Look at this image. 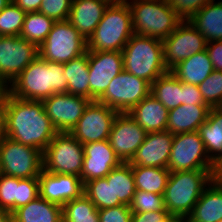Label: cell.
<instances>
[{
	"label": "cell",
	"mask_w": 222,
	"mask_h": 222,
	"mask_svg": "<svg viewBox=\"0 0 222 222\" xmlns=\"http://www.w3.org/2000/svg\"><path fill=\"white\" fill-rule=\"evenodd\" d=\"M58 131L46 115L42 101L22 100L8 93L5 103V135L44 152Z\"/></svg>",
	"instance_id": "cell-1"
},
{
	"label": "cell",
	"mask_w": 222,
	"mask_h": 222,
	"mask_svg": "<svg viewBox=\"0 0 222 222\" xmlns=\"http://www.w3.org/2000/svg\"><path fill=\"white\" fill-rule=\"evenodd\" d=\"M57 93H68L64 63L35 58L9 85V94L22 100L42 101Z\"/></svg>",
	"instance_id": "cell-2"
},
{
	"label": "cell",
	"mask_w": 222,
	"mask_h": 222,
	"mask_svg": "<svg viewBox=\"0 0 222 222\" xmlns=\"http://www.w3.org/2000/svg\"><path fill=\"white\" fill-rule=\"evenodd\" d=\"M217 170L170 172L164 192V204L175 219H186Z\"/></svg>",
	"instance_id": "cell-3"
},
{
	"label": "cell",
	"mask_w": 222,
	"mask_h": 222,
	"mask_svg": "<svg viewBox=\"0 0 222 222\" xmlns=\"http://www.w3.org/2000/svg\"><path fill=\"white\" fill-rule=\"evenodd\" d=\"M124 70L150 85L168 72L164 63L162 40L133 34L122 50Z\"/></svg>",
	"instance_id": "cell-4"
},
{
	"label": "cell",
	"mask_w": 222,
	"mask_h": 222,
	"mask_svg": "<svg viewBox=\"0 0 222 222\" xmlns=\"http://www.w3.org/2000/svg\"><path fill=\"white\" fill-rule=\"evenodd\" d=\"M133 33L164 40L183 21L167 0H127Z\"/></svg>",
	"instance_id": "cell-5"
},
{
	"label": "cell",
	"mask_w": 222,
	"mask_h": 222,
	"mask_svg": "<svg viewBox=\"0 0 222 222\" xmlns=\"http://www.w3.org/2000/svg\"><path fill=\"white\" fill-rule=\"evenodd\" d=\"M131 11L127 2H112L87 41L89 51H122L133 35Z\"/></svg>",
	"instance_id": "cell-6"
},
{
	"label": "cell",
	"mask_w": 222,
	"mask_h": 222,
	"mask_svg": "<svg viewBox=\"0 0 222 222\" xmlns=\"http://www.w3.org/2000/svg\"><path fill=\"white\" fill-rule=\"evenodd\" d=\"M83 144L69 132H57L43 152V170L81 176Z\"/></svg>",
	"instance_id": "cell-7"
},
{
	"label": "cell",
	"mask_w": 222,
	"mask_h": 222,
	"mask_svg": "<svg viewBox=\"0 0 222 222\" xmlns=\"http://www.w3.org/2000/svg\"><path fill=\"white\" fill-rule=\"evenodd\" d=\"M38 50L44 60L66 63L87 52V41L68 20L56 21Z\"/></svg>",
	"instance_id": "cell-8"
},
{
	"label": "cell",
	"mask_w": 222,
	"mask_h": 222,
	"mask_svg": "<svg viewBox=\"0 0 222 222\" xmlns=\"http://www.w3.org/2000/svg\"><path fill=\"white\" fill-rule=\"evenodd\" d=\"M43 170V152L4 137L0 141V173L15 178H38Z\"/></svg>",
	"instance_id": "cell-9"
},
{
	"label": "cell",
	"mask_w": 222,
	"mask_h": 222,
	"mask_svg": "<svg viewBox=\"0 0 222 222\" xmlns=\"http://www.w3.org/2000/svg\"><path fill=\"white\" fill-rule=\"evenodd\" d=\"M168 169L171 172L218 170L209 159L198 131L173 136Z\"/></svg>",
	"instance_id": "cell-10"
},
{
	"label": "cell",
	"mask_w": 222,
	"mask_h": 222,
	"mask_svg": "<svg viewBox=\"0 0 222 222\" xmlns=\"http://www.w3.org/2000/svg\"><path fill=\"white\" fill-rule=\"evenodd\" d=\"M151 92V85L125 70L115 76L98 102L119 113H128Z\"/></svg>",
	"instance_id": "cell-11"
},
{
	"label": "cell",
	"mask_w": 222,
	"mask_h": 222,
	"mask_svg": "<svg viewBox=\"0 0 222 222\" xmlns=\"http://www.w3.org/2000/svg\"><path fill=\"white\" fill-rule=\"evenodd\" d=\"M118 113L97 100L90 101L69 133L81 144L108 140Z\"/></svg>",
	"instance_id": "cell-12"
},
{
	"label": "cell",
	"mask_w": 222,
	"mask_h": 222,
	"mask_svg": "<svg viewBox=\"0 0 222 222\" xmlns=\"http://www.w3.org/2000/svg\"><path fill=\"white\" fill-rule=\"evenodd\" d=\"M162 43L164 63L170 71L183 60L206 50L207 42L188 20H183Z\"/></svg>",
	"instance_id": "cell-13"
},
{
	"label": "cell",
	"mask_w": 222,
	"mask_h": 222,
	"mask_svg": "<svg viewBox=\"0 0 222 222\" xmlns=\"http://www.w3.org/2000/svg\"><path fill=\"white\" fill-rule=\"evenodd\" d=\"M39 56L38 47L20 36L0 38V77L10 85Z\"/></svg>",
	"instance_id": "cell-14"
},
{
	"label": "cell",
	"mask_w": 222,
	"mask_h": 222,
	"mask_svg": "<svg viewBox=\"0 0 222 222\" xmlns=\"http://www.w3.org/2000/svg\"><path fill=\"white\" fill-rule=\"evenodd\" d=\"M90 100H98L111 80L124 70L122 51H89Z\"/></svg>",
	"instance_id": "cell-15"
},
{
	"label": "cell",
	"mask_w": 222,
	"mask_h": 222,
	"mask_svg": "<svg viewBox=\"0 0 222 222\" xmlns=\"http://www.w3.org/2000/svg\"><path fill=\"white\" fill-rule=\"evenodd\" d=\"M91 100L69 93H57L42 100L46 115L58 132H70Z\"/></svg>",
	"instance_id": "cell-16"
},
{
	"label": "cell",
	"mask_w": 222,
	"mask_h": 222,
	"mask_svg": "<svg viewBox=\"0 0 222 222\" xmlns=\"http://www.w3.org/2000/svg\"><path fill=\"white\" fill-rule=\"evenodd\" d=\"M146 131L128 113H118L108 141L122 163H128L144 142Z\"/></svg>",
	"instance_id": "cell-17"
},
{
	"label": "cell",
	"mask_w": 222,
	"mask_h": 222,
	"mask_svg": "<svg viewBox=\"0 0 222 222\" xmlns=\"http://www.w3.org/2000/svg\"><path fill=\"white\" fill-rule=\"evenodd\" d=\"M40 196L60 206L84 194V183L79 176L41 171L38 177Z\"/></svg>",
	"instance_id": "cell-18"
},
{
	"label": "cell",
	"mask_w": 222,
	"mask_h": 222,
	"mask_svg": "<svg viewBox=\"0 0 222 222\" xmlns=\"http://www.w3.org/2000/svg\"><path fill=\"white\" fill-rule=\"evenodd\" d=\"M84 160L81 171L83 183L106 177L122 162L116 156L108 140L83 144Z\"/></svg>",
	"instance_id": "cell-19"
},
{
	"label": "cell",
	"mask_w": 222,
	"mask_h": 222,
	"mask_svg": "<svg viewBox=\"0 0 222 222\" xmlns=\"http://www.w3.org/2000/svg\"><path fill=\"white\" fill-rule=\"evenodd\" d=\"M40 196L38 178H15L0 173V210L13 213Z\"/></svg>",
	"instance_id": "cell-20"
},
{
	"label": "cell",
	"mask_w": 222,
	"mask_h": 222,
	"mask_svg": "<svg viewBox=\"0 0 222 222\" xmlns=\"http://www.w3.org/2000/svg\"><path fill=\"white\" fill-rule=\"evenodd\" d=\"M173 136L169 131L147 133L128 163L132 166L168 168Z\"/></svg>",
	"instance_id": "cell-21"
},
{
	"label": "cell",
	"mask_w": 222,
	"mask_h": 222,
	"mask_svg": "<svg viewBox=\"0 0 222 222\" xmlns=\"http://www.w3.org/2000/svg\"><path fill=\"white\" fill-rule=\"evenodd\" d=\"M110 3L109 0H73L68 21L88 41Z\"/></svg>",
	"instance_id": "cell-22"
},
{
	"label": "cell",
	"mask_w": 222,
	"mask_h": 222,
	"mask_svg": "<svg viewBox=\"0 0 222 222\" xmlns=\"http://www.w3.org/2000/svg\"><path fill=\"white\" fill-rule=\"evenodd\" d=\"M169 110L151 93L134 106L128 114L146 131H166Z\"/></svg>",
	"instance_id": "cell-23"
},
{
	"label": "cell",
	"mask_w": 222,
	"mask_h": 222,
	"mask_svg": "<svg viewBox=\"0 0 222 222\" xmlns=\"http://www.w3.org/2000/svg\"><path fill=\"white\" fill-rule=\"evenodd\" d=\"M222 219V181L215 177L205 188L186 222H219Z\"/></svg>",
	"instance_id": "cell-24"
},
{
	"label": "cell",
	"mask_w": 222,
	"mask_h": 222,
	"mask_svg": "<svg viewBox=\"0 0 222 222\" xmlns=\"http://www.w3.org/2000/svg\"><path fill=\"white\" fill-rule=\"evenodd\" d=\"M210 107L208 105L182 104L169 110L166 131L172 135L196 132L206 122Z\"/></svg>",
	"instance_id": "cell-25"
},
{
	"label": "cell",
	"mask_w": 222,
	"mask_h": 222,
	"mask_svg": "<svg viewBox=\"0 0 222 222\" xmlns=\"http://www.w3.org/2000/svg\"><path fill=\"white\" fill-rule=\"evenodd\" d=\"M209 159L219 167L222 163V107H211L205 123L198 130Z\"/></svg>",
	"instance_id": "cell-26"
},
{
	"label": "cell",
	"mask_w": 222,
	"mask_h": 222,
	"mask_svg": "<svg viewBox=\"0 0 222 222\" xmlns=\"http://www.w3.org/2000/svg\"><path fill=\"white\" fill-rule=\"evenodd\" d=\"M188 21L206 42L222 40V0L209 2Z\"/></svg>",
	"instance_id": "cell-27"
},
{
	"label": "cell",
	"mask_w": 222,
	"mask_h": 222,
	"mask_svg": "<svg viewBox=\"0 0 222 222\" xmlns=\"http://www.w3.org/2000/svg\"><path fill=\"white\" fill-rule=\"evenodd\" d=\"M214 71L207 50L183 60L170 72L183 83L201 84Z\"/></svg>",
	"instance_id": "cell-28"
},
{
	"label": "cell",
	"mask_w": 222,
	"mask_h": 222,
	"mask_svg": "<svg viewBox=\"0 0 222 222\" xmlns=\"http://www.w3.org/2000/svg\"><path fill=\"white\" fill-rule=\"evenodd\" d=\"M14 222H62V206L38 196L13 213Z\"/></svg>",
	"instance_id": "cell-29"
},
{
	"label": "cell",
	"mask_w": 222,
	"mask_h": 222,
	"mask_svg": "<svg viewBox=\"0 0 222 222\" xmlns=\"http://www.w3.org/2000/svg\"><path fill=\"white\" fill-rule=\"evenodd\" d=\"M106 178L112 180L113 207L130 206L136 192L132 165L121 163L118 167L113 168Z\"/></svg>",
	"instance_id": "cell-30"
},
{
	"label": "cell",
	"mask_w": 222,
	"mask_h": 222,
	"mask_svg": "<svg viewBox=\"0 0 222 222\" xmlns=\"http://www.w3.org/2000/svg\"><path fill=\"white\" fill-rule=\"evenodd\" d=\"M64 76L69 94L83 96L90 100L88 50L81 56L64 63Z\"/></svg>",
	"instance_id": "cell-31"
},
{
	"label": "cell",
	"mask_w": 222,
	"mask_h": 222,
	"mask_svg": "<svg viewBox=\"0 0 222 222\" xmlns=\"http://www.w3.org/2000/svg\"><path fill=\"white\" fill-rule=\"evenodd\" d=\"M150 93L168 110L182 105V81L177 79L170 71L159 76L151 84Z\"/></svg>",
	"instance_id": "cell-32"
},
{
	"label": "cell",
	"mask_w": 222,
	"mask_h": 222,
	"mask_svg": "<svg viewBox=\"0 0 222 222\" xmlns=\"http://www.w3.org/2000/svg\"><path fill=\"white\" fill-rule=\"evenodd\" d=\"M136 190L164 195L170 175L168 168L132 166Z\"/></svg>",
	"instance_id": "cell-33"
},
{
	"label": "cell",
	"mask_w": 222,
	"mask_h": 222,
	"mask_svg": "<svg viewBox=\"0 0 222 222\" xmlns=\"http://www.w3.org/2000/svg\"><path fill=\"white\" fill-rule=\"evenodd\" d=\"M56 21L40 12H27L20 37L38 48L46 40Z\"/></svg>",
	"instance_id": "cell-34"
},
{
	"label": "cell",
	"mask_w": 222,
	"mask_h": 222,
	"mask_svg": "<svg viewBox=\"0 0 222 222\" xmlns=\"http://www.w3.org/2000/svg\"><path fill=\"white\" fill-rule=\"evenodd\" d=\"M62 222H99L98 209L83 194L62 206Z\"/></svg>",
	"instance_id": "cell-35"
},
{
	"label": "cell",
	"mask_w": 222,
	"mask_h": 222,
	"mask_svg": "<svg viewBox=\"0 0 222 222\" xmlns=\"http://www.w3.org/2000/svg\"><path fill=\"white\" fill-rule=\"evenodd\" d=\"M84 194L98 210L113 207L112 180H107L106 177L85 182Z\"/></svg>",
	"instance_id": "cell-36"
},
{
	"label": "cell",
	"mask_w": 222,
	"mask_h": 222,
	"mask_svg": "<svg viewBox=\"0 0 222 222\" xmlns=\"http://www.w3.org/2000/svg\"><path fill=\"white\" fill-rule=\"evenodd\" d=\"M26 12L11 1L0 12V34L2 36H20Z\"/></svg>",
	"instance_id": "cell-37"
},
{
	"label": "cell",
	"mask_w": 222,
	"mask_h": 222,
	"mask_svg": "<svg viewBox=\"0 0 222 222\" xmlns=\"http://www.w3.org/2000/svg\"><path fill=\"white\" fill-rule=\"evenodd\" d=\"M198 87L210 108L222 105V71L214 70Z\"/></svg>",
	"instance_id": "cell-38"
},
{
	"label": "cell",
	"mask_w": 222,
	"mask_h": 222,
	"mask_svg": "<svg viewBox=\"0 0 222 222\" xmlns=\"http://www.w3.org/2000/svg\"><path fill=\"white\" fill-rule=\"evenodd\" d=\"M130 209L133 213L167 211L163 195L142 190H136L130 204Z\"/></svg>",
	"instance_id": "cell-39"
},
{
	"label": "cell",
	"mask_w": 222,
	"mask_h": 222,
	"mask_svg": "<svg viewBox=\"0 0 222 222\" xmlns=\"http://www.w3.org/2000/svg\"><path fill=\"white\" fill-rule=\"evenodd\" d=\"M73 0H42L39 11L55 21H66L69 18Z\"/></svg>",
	"instance_id": "cell-40"
},
{
	"label": "cell",
	"mask_w": 222,
	"mask_h": 222,
	"mask_svg": "<svg viewBox=\"0 0 222 222\" xmlns=\"http://www.w3.org/2000/svg\"><path fill=\"white\" fill-rule=\"evenodd\" d=\"M182 20H189L206 4L213 0H167Z\"/></svg>",
	"instance_id": "cell-41"
},
{
	"label": "cell",
	"mask_w": 222,
	"mask_h": 222,
	"mask_svg": "<svg viewBox=\"0 0 222 222\" xmlns=\"http://www.w3.org/2000/svg\"><path fill=\"white\" fill-rule=\"evenodd\" d=\"M99 222H131L132 210L130 206L119 205L98 210Z\"/></svg>",
	"instance_id": "cell-42"
},
{
	"label": "cell",
	"mask_w": 222,
	"mask_h": 222,
	"mask_svg": "<svg viewBox=\"0 0 222 222\" xmlns=\"http://www.w3.org/2000/svg\"><path fill=\"white\" fill-rule=\"evenodd\" d=\"M182 104L207 105L197 85L183 83V82H182Z\"/></svg>",
	"instance_id": "cell-43"
},
{
	"label": "cell",
	"mask_w": 222,
	"mask_h": 222,
	"mask_svg": "<svg viewBox=\"0 0 222 222\" xmlns=\"http://www.w3.org/2000/svg\"><path fill=\"white\" fill-rule=\"evenodd\" d=\"M175 218L168 211L132 213L131 222H172Z\"/></svg>",
	"instance_id": "cell-44"
},
{
	"label": "cell",
	"mask_w": 222,
	"mask_h": 222,
	"mask_svg": "<svg viewBox=\"0 0 222 222\" xmlns=\"http://www.w3.org/2000/svg\"><path fill=\"white\" fill-rule=\"evenodd\" d=\"M206 50L215 71H222V40L206 43Z\"/></svg>",
	"instance_id": "cell-45"
},
{
	"label": "cell",
	"mask_w": 222,
	"mask_h": 222,
	"mask_svg": "<svg viewBox=\"0 0 222 222\" xmlns=\"http://www.w3.org/2000/svg\"><path fill=\"white\" fill-rule=\"evenodd\" d=\"M19 8L27 12H38L42 0H12Z\"/></svg>",
	"instance_id": "cell-46"
},
{
	"label": "cell",
	"mask_w": 222,
	"mask_h": 222,
	"mask_svg": "<svg viewBox=\"0 0 222 222\" xmlns=\"http://www.w3.org/2000/svg\"><path fill=\"white\" fill-rule=\"evenodd\" d=\"M5 103L0 102V141L6 136L5 135Z\"/></svg>",
	"instance_id": "cell-47"
},
{
	"label": "cell",
	"mask_w": 222,
	"mask_h": 222,
	"mask_svg": "<svg viewBox=\"0 0 222 222\" xmlns=\"http://www.w3.org/2000/svg\"><path fill=\"white\" fill-rule=\"evenodd\" d=\"M9 93V85L0 77V102H6Z\"/></svg>",
	"instance_id": "cell-48"
},
{
	"label": "cell",
	"mask_w": 222,
	"mask_h": 222,
	"mask_svg": "<svg viewBox=\"0 0 222 222\" xmlns=\"http://www.w3.org/2000/svg\"><path fill=\"white\" fill-rule=\"evenodd\" d=\"M0 222H14L13 214L9 211L0 210Z\"/></svg>",
	"instance_id": "cell-49"
},
{
	"label": "cell",
	"mask_w": 222,
	"mask_h": 222,
	"mask_svg": "<svg viewBox=\"0 0 222 222\" xmlns=\"http://www.w3.org/2000/svg\"><path fill=\"white\" fill-rule=\"evenodd\" d=\"M12 0H0V12L11 2Z\"/></svg>",
	"instance_id": "cell-50"
},
{
	"label": "cell",
	"mask_w": 222,
	"mask_h": 222,
	"mask_svg": "<svg viewBox=\"0 0 222 222\" xmlns=\"http://www.w3.org/2000/svg\"><path fill=\"white\" fill-rule=\"evenodd\" d=\"M172 222H186V219H174Z\"/></svg>",
	"instance_id": "cell-51"
},
{
	"label": "cell",
	"mask_w": 222,
	"mask_h": 222,
	"mask_svg": "<svg viewBox=\"0 0 222 222\" xmlns=\"http://www.w3.org/2000/svg\"><path fill=\"white\" fill-rule=\"evenodd\" d=\"M111 3L112 2H127V0H109Z\"/></svg>",
	"instance_id": "cell-52"
}]
</instances>
